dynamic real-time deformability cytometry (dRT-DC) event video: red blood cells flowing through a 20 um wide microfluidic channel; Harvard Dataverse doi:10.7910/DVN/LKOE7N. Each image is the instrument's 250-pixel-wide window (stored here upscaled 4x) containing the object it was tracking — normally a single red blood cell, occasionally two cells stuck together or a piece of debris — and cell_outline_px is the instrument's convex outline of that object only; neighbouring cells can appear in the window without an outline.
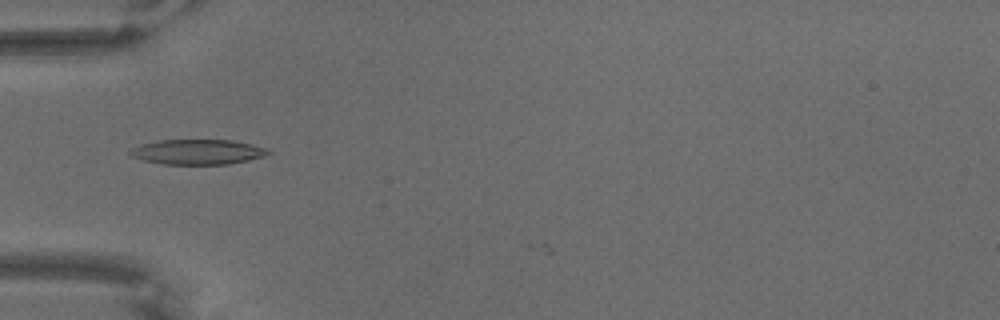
{"species": "common noctule bat (a hibernating species)", "species_latin": "Nyctalus noctula", "temperature_condition": "warm", "stored_images_in_passage": 5, "camera_frame_rate_fps": 3000, "um_per_image_px": 0.085, "animal": {"sex": "male", "body_mass_g": 18.8}, "frame": {"image": 1, "passage_image": 3, "time_ms": 0.667, "image_size_px": [1000, 320], "cell_outline_px": [[272, 152], [264, 156], [248, 160], [228, 164], [164, 164], [144, 160], [132, 156], [128, 152], [128, 148], [140, 144], [156, 140], [232, 140], [252, 144], [264, 148]], "centroid_in_image_um": [16.75, 12.9], "position_along_channel_um": 68.3, "area_um2": 20.17}}